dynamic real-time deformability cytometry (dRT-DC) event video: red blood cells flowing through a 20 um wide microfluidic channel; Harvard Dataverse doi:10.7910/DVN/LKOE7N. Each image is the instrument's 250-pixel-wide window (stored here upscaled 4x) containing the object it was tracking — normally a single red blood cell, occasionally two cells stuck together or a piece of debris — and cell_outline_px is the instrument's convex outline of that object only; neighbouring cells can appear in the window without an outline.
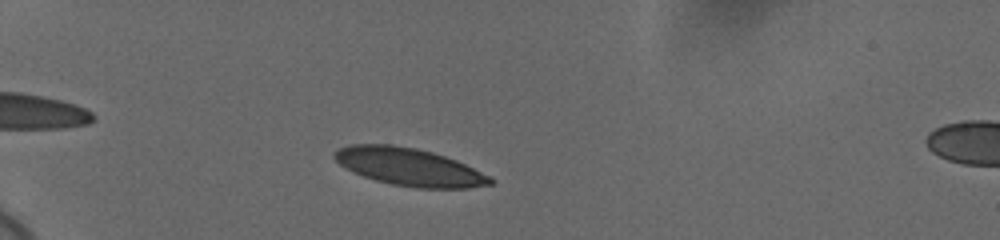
{"species": "human", "species_latin": "Homo sapiens", "temperature_condition": "cold", "stored_images_in_passage": 47, "camera_frame_rate_fps": 3000, "um_per_image_px": 0.085, "donor": {"sex": "female"}, "frame": {"image": 1, "passage_image": 7, "time_ms": 2.0, "image_size_px": [1000, 240], "cell_outline_px": [[496, 180], [492, 184], [468, 188], [416, 188], [392, 184], [376, 180], [352, 172], [344, 168], [332, 156], [332, 152], [340, 148], [352, 144], [392, 144], [416, 148], [432, 152], [456, 160], [492, 176]], "centroid_in_image_um": [34.79, 14.19], "position_along_channel_um": 50.2, "area_um2": 34.33}}
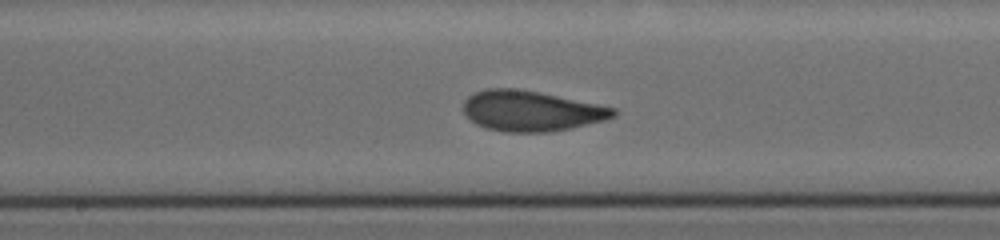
{"frame": {"image": 2, "passage_image": 23, "time_ms": 7.333, "image_size_px": [1000, 240], "cell_outline_px": [[616, 116], [604, 120], [572, 128], [548, 132], [504, 132], [488, 128], [476, 124], [464, 112], [464, 100], [468, 96], [484, 88], [512, 88], [536, 92], [616, 108]], "centroid_in_image_um": [45.13, 9.44], "position_along_channel_um": 203.1, "area_um2": 34.91}}
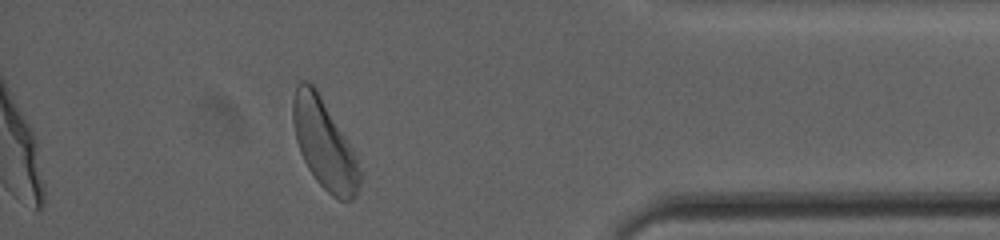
{"frame": {"image": 3, "passage_image": 42, "time_ms": 13.667, "image_size_px": [1000, 240], "cell_outline_px": [[360, 184], [352, 200], [340, 200], [332, 196], [316, 180], [308, 168], [300, 152], [296, 140], [292, 120], [292, 100], [296, 84], [300, 80], [304, 80], [312, 84], [316, 88], [352, 148], [356, 156], [360, 172]], "centroid_in_image_um": [27.53, 12.22], "position_along_channel_um": 407.7, "area_um2": 34.51}, "authors_computed_cell_mechanics": {"area_um2": 34.2754, "velocity_mm_per_s": 3.6362, "shape_relaxation_time_tau1_ms": 4.2723, "shape_relaxation_time_tau2_ms": 1.1136, "deformation_change_tau1": 0.1511, "deformation_change_tau2": 0.0625}}